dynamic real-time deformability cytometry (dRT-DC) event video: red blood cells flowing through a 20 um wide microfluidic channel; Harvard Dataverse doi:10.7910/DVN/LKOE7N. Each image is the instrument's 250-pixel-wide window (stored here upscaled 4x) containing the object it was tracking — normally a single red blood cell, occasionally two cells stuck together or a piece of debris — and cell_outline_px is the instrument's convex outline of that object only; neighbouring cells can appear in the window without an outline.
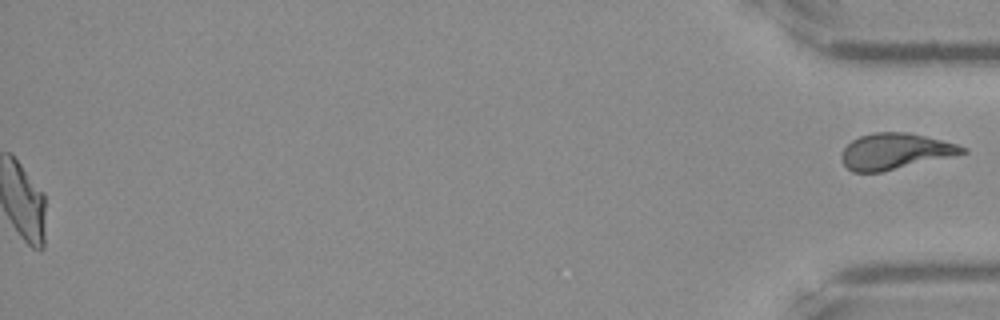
{"species": "Egyptian fruit bat (a non-hibernating species)", "species_latin": "Rousettus aegyptiacus", "temperature_condition": "warm", "stored_images_in_passage": 50, "segment_of_instrument_passage": [2, 2], "camera_frame_rate_fps": 3000, "um_per_image_px": 0.085, "frame": {"image": 1, "passage_image": 50, "time_ms": 16.333, "image_size_px": [1000, 320], "cell_outline_px": [[968, 152], [880, 172], [852, 172], [840, 160], [840, 156], [844, 148], [852, 140], [860, 136], [872, 132], [908, 132], [956, 144], [968, 148]], "centroid_in_image_um": [76.04, 12.85], "position_along_channel_um": 359.2, "area_um2": 25.03}}